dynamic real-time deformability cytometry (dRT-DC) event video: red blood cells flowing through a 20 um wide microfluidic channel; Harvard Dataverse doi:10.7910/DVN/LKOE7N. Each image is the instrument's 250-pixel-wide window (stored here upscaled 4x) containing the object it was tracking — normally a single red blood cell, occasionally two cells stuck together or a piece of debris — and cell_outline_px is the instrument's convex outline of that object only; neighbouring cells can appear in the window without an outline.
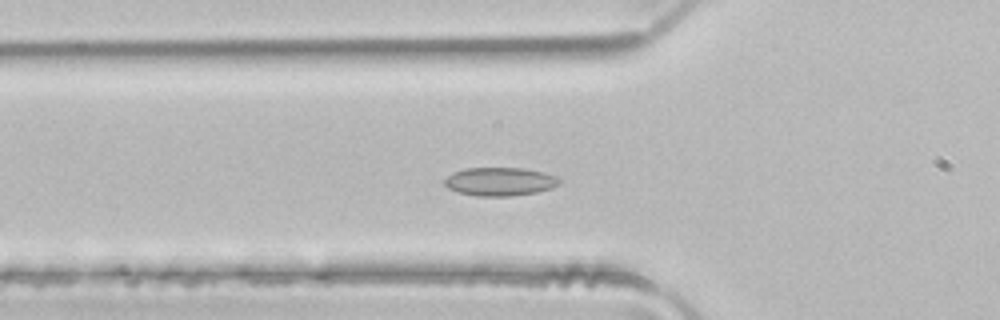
{"species": "common noctule bat (a hibernating species)", "species_latin": "Nyctalus noctula", "temperature_condition": "room temperature", "stored_images_in_passage": 47, "camera_frame_rate_fps": 3000, "um_per_image_px": 0.085, "animal": {"sex": "male", "body_mass_g": 21.5, "forearm_length_mm": 52.0}, "frame": {"image": 1, "passage_image": 15, "time_ms": 4.667, "image_size_px": [1000, 320], "cell_outline_px": [[560, 184], [552, 188], [536, 192], [512, 196], [476, 196], [460, 192], [448, 188], [444, 184], [444, 180], [452, 172], [464, 168], [524, 168], [556, 176], [560, 180]], "centroid_in_image_um": [42.48, 15.43], "position_along_channel_um": 83.3, "area_um2": 18.96}}
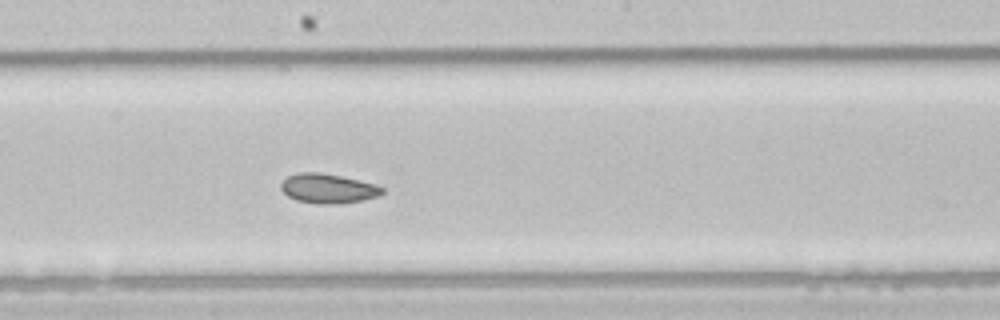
{"frame": {"image": 2, "passage_image": 25, "time_ms": 8.0, "image_size_px": [1000, 320], "cell_outline_px": [[384, 192], [380, 196], [340, 204], [316, 204], [296, 200], [288, 196], [280, 188], [280, 184], [288, 176], [296, 172], [320, 172], [340, 176], [376, 184], [384, 188]], "centroid_in_image_um": [27.88, 16.02], "position_along_channel_um": 220.3, "area_um2": 17.51}}
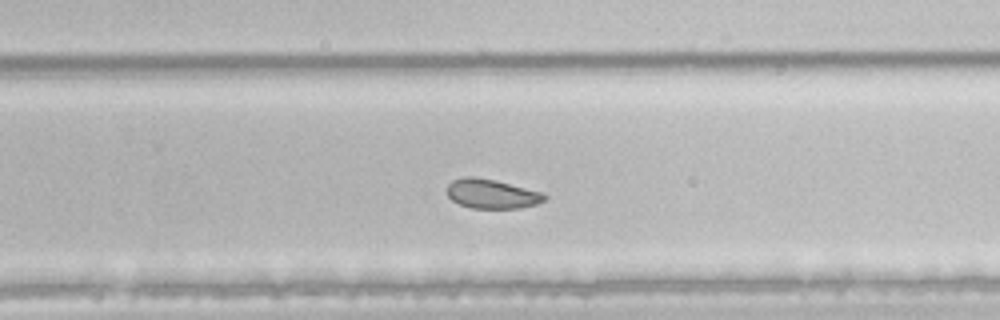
{"frame": {"image": 3, "passage_image": 30, "time_ms": 9.667, "image_size_px": [1000, 320], "cell_outline_px": [[548, 196], [544, 200], [536, 204], [520, 208], [472, 208], [460, 204], [452, 200], [448, 196], [448, 184], [452, 180], [468, 176], [472, 176], [492, 180], [544, 192]], "centroid_in_image_um": [41.81, 16.48], "position_along_channel_um": 288.0, "area_um2": 16.47}, "authors_computed_cell_mechanics": {"area_um2": 19.4786, "velocity_mm_per_s": 4.0979, "shape_relaxation_time_tau1_ms": 6.2006, "shape_relaxation_time_tau2_ms": 2.7739, "deformation_change_tau1": 0.0712, "deformation_change_tau2": 0.0549}}